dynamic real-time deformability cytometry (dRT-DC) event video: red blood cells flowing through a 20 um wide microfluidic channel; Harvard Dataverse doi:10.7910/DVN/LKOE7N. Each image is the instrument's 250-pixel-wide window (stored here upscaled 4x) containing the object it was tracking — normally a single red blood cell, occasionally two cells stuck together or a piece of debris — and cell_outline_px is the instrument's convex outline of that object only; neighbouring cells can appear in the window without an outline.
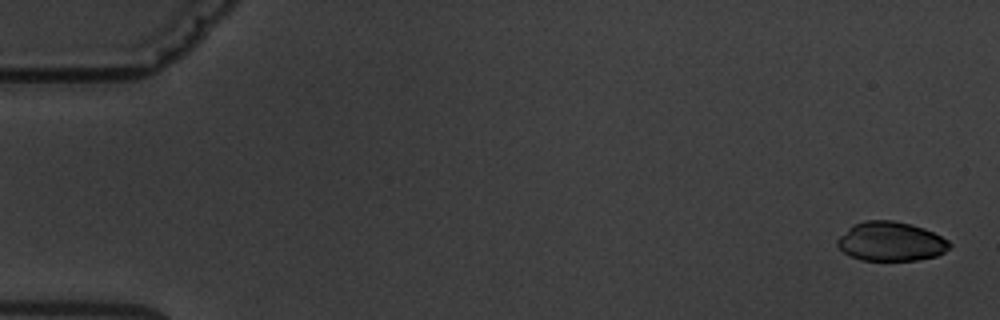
{"species": "common noctule bat (a hibernating species)", "species_latin": "Nyctalus noctula", "temperature_condition": "warm", "stored_images_in_passage": 5, "camera_frame_rate_fps": 3000, "um_per_image_px": 0.085, "animal": {"sex": "male", "body_mass_g": 19.5, "forearm_length_mm": 54.6}, "frame": {"image": 1, "passage_image": 1, "time_ms": 0.0, "image_size_px": [1000, 320], "cell_outline_px": [[952, 244], [944, 252], [936, 256], [916, 260], [860, 260], [844, 252], [836, 244], [836, 240], [852, 224], [868, 220], [892, 220], [912, 224], [924, 228], [948, 240]], "centroid_in_image_um": [75.71, 20.51], "position_along_channel_um": 9.3, "area_um2": 25.55}}
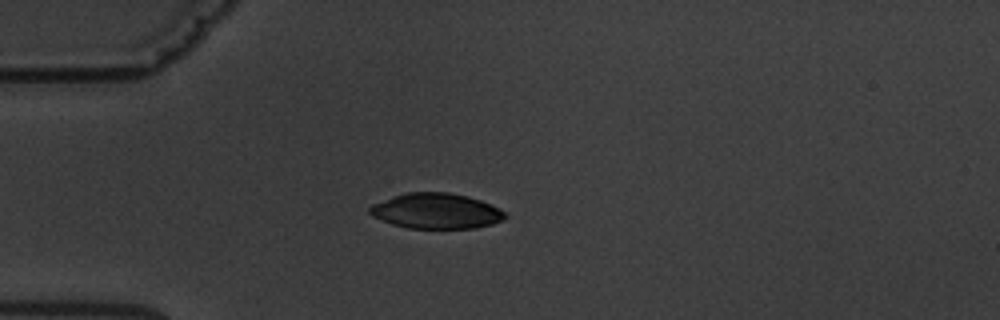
{"frame": {"image": 2, "passage_image": 5, "time_ms": 4.667, "image_size_px": [1000, 320], "cell_outline_px": [[508, 216], [492, 224], [476, 228], [408, 228], [392, 224], [372, 216], [368, 212], [368, 208], [372, 204], [392, 196], [404, 192], [448, 192], [468, 196], [480, 200], [500, 208]], "centroid_in_image_um": [37.05, 17.92], "position_along_channel_um": 47.9, "area_um2": 28.03}}